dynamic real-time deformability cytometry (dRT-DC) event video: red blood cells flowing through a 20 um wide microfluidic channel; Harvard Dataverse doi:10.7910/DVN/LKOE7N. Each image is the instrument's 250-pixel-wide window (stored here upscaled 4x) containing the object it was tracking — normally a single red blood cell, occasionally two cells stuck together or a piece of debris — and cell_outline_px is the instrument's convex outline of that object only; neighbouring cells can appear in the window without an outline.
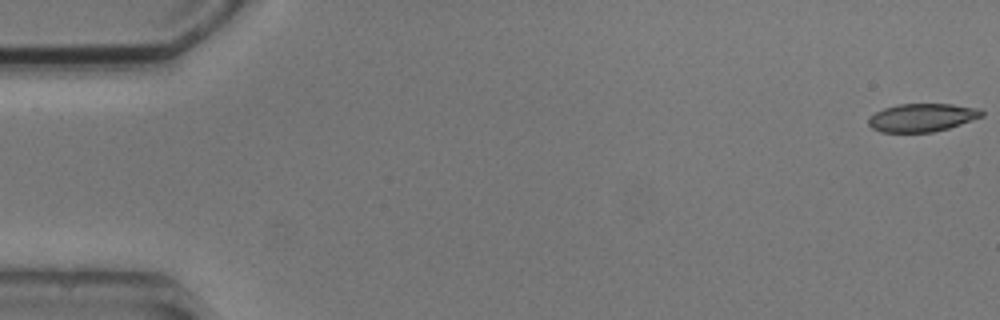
{"species": "common noctule bat (a hibernating species)", "species_latin": "Nyctalus noctula", "temperature_condition": "cold", "stored_images_in_passage": 4, "camera_frame_rate_fps": 3000, "um_per_image_px": 0.085, "animal": {"sex": "male", "body_mass_g": 20.5, "forearm_length_mm": 52.5}, "frame": {"image": 1, "passage_image": 1, "time_ms": 0.0, "image_size_px": [1000, 320], "cell_outline_px": [[984, 116], [948, 128], [932, 132], [880, 132], [872, 128], [868, 124], [868, 120], [876, 112], [884, 108], [896, 104], [952, 104], [980, 108], [984, 112]], "centroid_in_image_um": [78.39, 9.99], "position_along_channel_um": 6.6, "area_um2": 18.55}}